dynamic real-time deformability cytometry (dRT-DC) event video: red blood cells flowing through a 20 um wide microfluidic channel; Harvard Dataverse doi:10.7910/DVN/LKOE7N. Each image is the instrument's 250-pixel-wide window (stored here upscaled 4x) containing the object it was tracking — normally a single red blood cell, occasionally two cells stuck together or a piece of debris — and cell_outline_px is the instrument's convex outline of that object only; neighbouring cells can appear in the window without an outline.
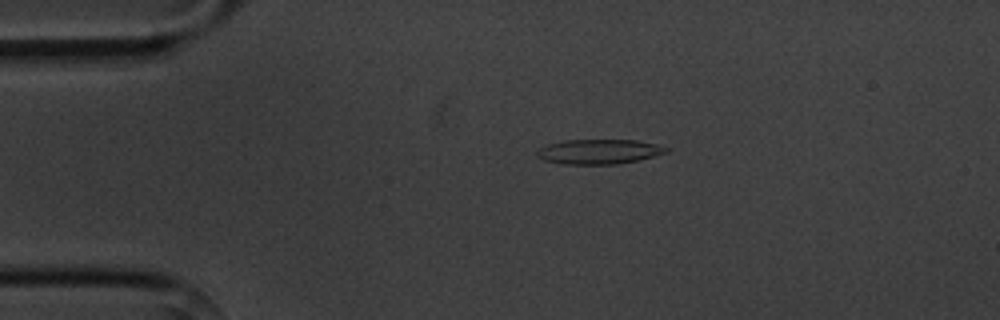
{"species": "common noctule bat (a hibernating species)", "species_latin": "Nyctalus noctula", "temperature_condition": "cold", "stored_images_in_passage": 6, "camera_frame_rate_fps": 3000, "um_per_image_px": 0.085, "animal": {"sex": "male", "body_mass_g": 20.1, "forearm_length_mm": 53.5}, "frame": {"image": 1, "passage_image": 3, "time_ms": 2.667, "image_size_px": [1000, 320], "cell_outline_px": [[668, 152], [636, 160], [616, 164], [564, 164], [544, 160], [536, 156], [536, 152], [540, 148], [548, 144], [564, 140], [636, 140], [656, 144], [668, 148]], "centroid_in_image_um": [50.87, 12.88], "position_along_channel_um": 34.1, "area_um2": 18.44}}
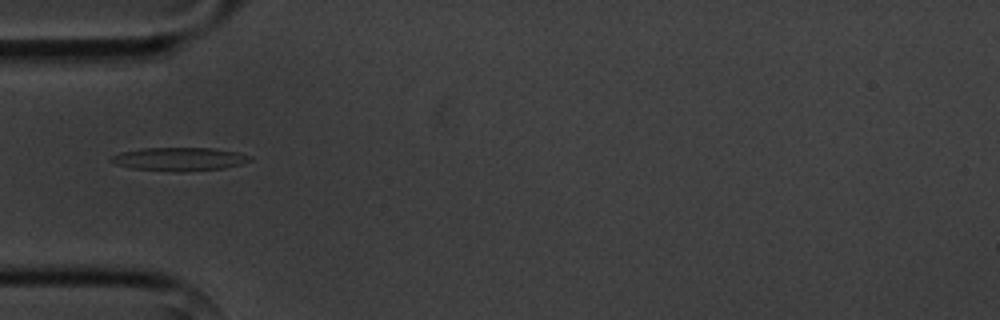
{"frame": {"image": 2, "passage_image": 5, "time_ms": 4.667, "image_size_px": [1000, 320], "cell_outline_px": [[252, 160], [240, 164], [224, 168], [184, 172], [176, 172], [132, 168], [116, 164], [108, 160], [112, 156], [120, 152], [140, 148], [212, 148], [236, 152], [252, 156]], "centroid_in_image_um": [15.23, 13.52], "position_along_channel_um": 69.8, "area_um2": 18.96}}
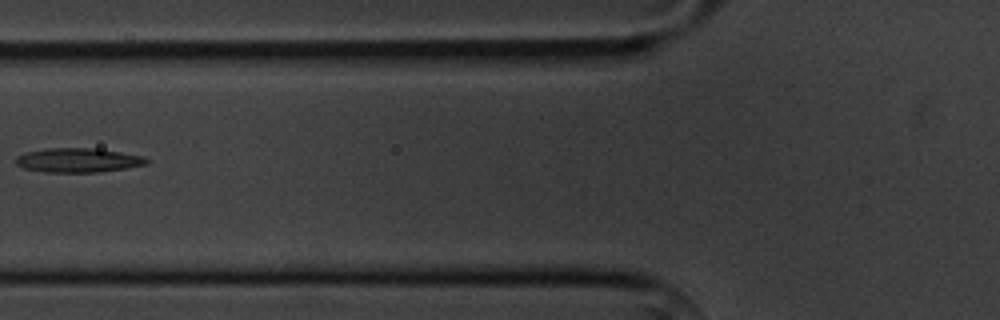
{"frame": {"image": 3, "passage_image": 6, "time_ms": 6.0, "image_size_px": [1000, 320], "cell_outline_px": [[148, 164], [128, 168], [100, 172], [48, 172], [24, 168], [16, 164], [16, 156], [28, 152], [48, 148], [92, 148], [120, 152], [144, 156], [148, 160]], "centroid_in_image_um": [6.68, 13.62], "position_along_channel_um": 119.1, "area_um2": 18.38}}